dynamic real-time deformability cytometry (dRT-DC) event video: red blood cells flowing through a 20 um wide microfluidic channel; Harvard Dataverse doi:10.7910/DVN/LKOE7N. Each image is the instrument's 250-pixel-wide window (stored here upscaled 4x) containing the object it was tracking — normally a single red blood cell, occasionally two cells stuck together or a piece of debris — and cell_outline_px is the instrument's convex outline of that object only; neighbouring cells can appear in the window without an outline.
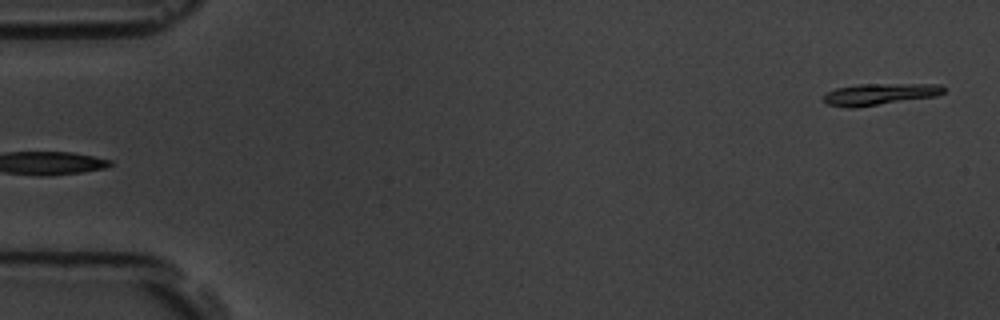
{"species": "common noctule bat (a hibernating species)", "species_latin": "Nyctalus noctula", "temperature_condition": "room temperature", "stored_images_in_passage": 5, "camera_frame_rate_fps": 3000, "um_per_image_px": 0.085, "animal": {"sex": "male", "body_mass_g": 19.5, "forearm_length_mm": 54.6}, "frame": {"image": 1, "passage_image": 1, "time_ms": 0.0, "image_size_px": [1000, 320], "cell_outline_px": [[944, 92], [936, 96], [852, 108], [848, 108], [828, 104], [820, 100], [828, 92], [836, 88], [860, 84], [940, 84], [944, 88]], "centroid_in_image_um": [74.74, 8.0], "position_along_channel_um": 10.3, "area_um2": 14.97}}
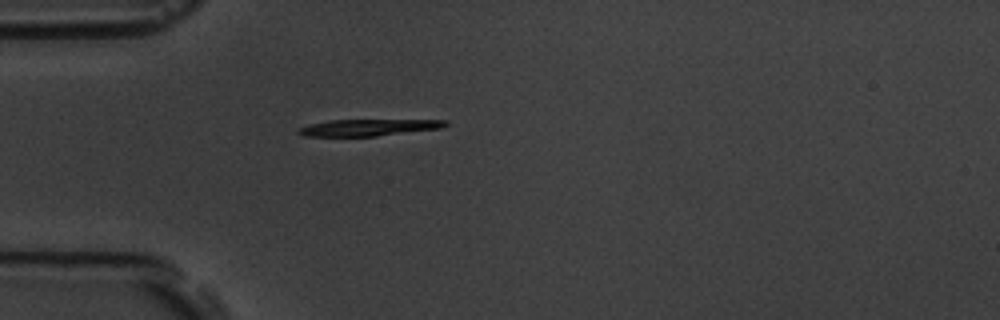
{"frame": {"image": 2, "passage_image": 5, "time_ms": 4.667, "image_size_px": [1000, 320], "cell_outline_px": [[448, 124], [440, 128], [376, 136], [304, 136], [296, 132], [300, 128], [308, 124], [328, 120], [448, 120]], "centroid_in_image_um": [31.27, 10.83], "position_along_channel_um": 53.7, "area_um2": 14.1}}